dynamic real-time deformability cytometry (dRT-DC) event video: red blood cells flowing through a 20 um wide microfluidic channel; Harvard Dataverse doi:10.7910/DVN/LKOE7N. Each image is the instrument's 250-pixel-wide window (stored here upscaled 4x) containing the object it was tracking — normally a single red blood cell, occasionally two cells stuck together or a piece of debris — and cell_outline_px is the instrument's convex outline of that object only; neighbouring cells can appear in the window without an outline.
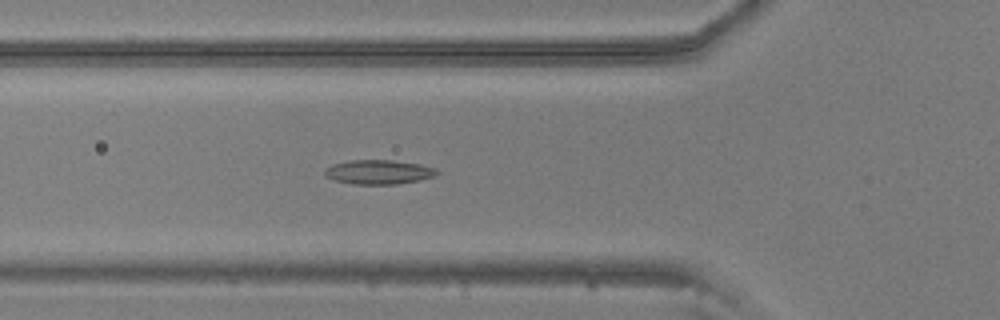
{"species": "common noctule bat (a hibernating species)", "species_latin": "Nyctalus noctula", "temperature_condition": "warm", "stored_images_in_passage": 54, "camera_frame_rate_fps": 3000, "um_per_image_px": 0.085, "animal": {"sex": "male", "body_mass_g": 20.5, "forearm_length_mm": 52.5}, "frame": {"image": 1, "passage_image": 18, "time_ms": 5.667, "image_size_px": [1000, 320], "cell_outline_px": [[440, 172], [436, 176], [420, 180], [396, 184], [352, 184], [332, 180], [324, 176], [324, 168], [332, 164], [348, 160], [392, 160], [420, 164], [436, 168]], "centroid_in_image_um": [32.16, 14.62], "position_along_channel_um": 93.6, "area_um2": 16.18}}
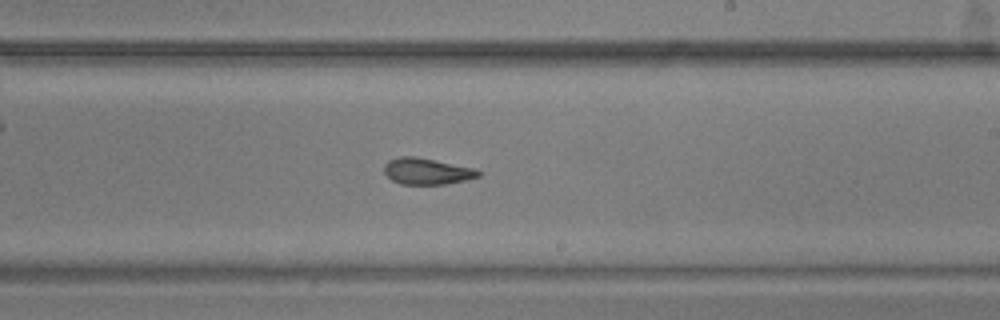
{"frame": {"image": 2, "passage_image": 31, "time_ms": 10.0, "image_size_px": [1000, 320], "cell_outline_px": [[480, 176], [468, 180], [444, 184], [400, 184], [392, 180], [384, 172], [384, 164], [388, 160], [400, 156], [416, 156], [472, 168], [480, 172]], "centroid_in_image_um": [36.25, 14.56], "position_along_channel_um": 252.7, "area_um2": 14.39}}
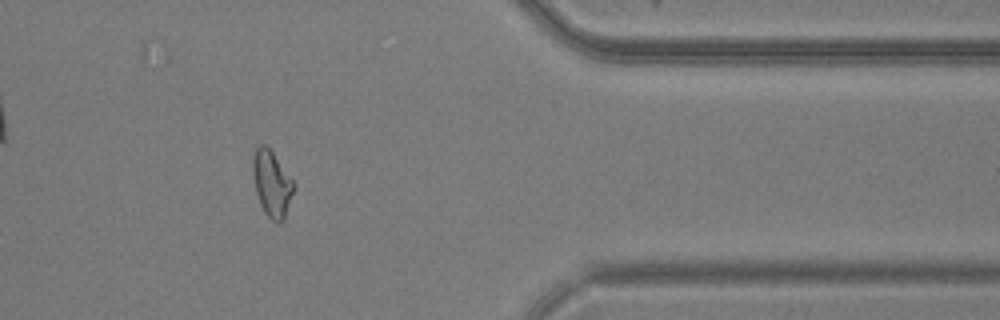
{"frame": {"image": 3, "passage_image": 44, "time_ms": 14.333, "image_size_px": [1000, 320], "cell_outline_px": [[296, 188], [284, 216], [280, 224], [276, 224], [264, 212], [260, 204], [256, 192], [252, 172], [252, 160], [256, 148], [260, 144], [264, 144], [272, 152], [296, 184]], "centroid_in_image_um": [23.11, 15.62], "position_along_channel_um": 388.3, "area_um2": 15.72}, "authors_computed_cell_mechanics": {"area_um2": 15.9239, "velocity_mm_per_s": 3.6542, "shape_relaxation_time_tau1_ms": null, "shape_relaxation_time_tau2_ms": 3.6969, "deformation_change_tau1": null, "deformation_change_tau2": 0.1155}}